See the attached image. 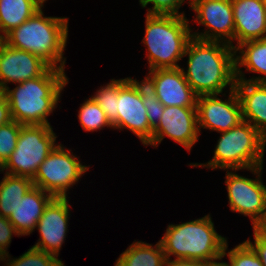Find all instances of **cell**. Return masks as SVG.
Returning <instances> with one entry per match:
<instances>
[{
  "instance_id": "5b68a950",
  "label": "cell",
  "mask_w": 266,
  "mask_h": 266,
  "mask_svg": "<svg viewBox=\"0 0 266 266\" xmlns=\"http://www.w3.org/2000/svg\"><path fill=\"white\" fill-rule=\"evenodd\" d=\"M190 24L185 15L146 13L141 43L146 47L148 70L181 67L178 62L192 38Z\"/></svg>"
},
{
  "instance_id": "9c48e42d",
  "label": "cell",
  "mask_w": 266,
  "mask_h": 266,
  "mask_svg": "<svg viewBox=\"0 0 266 266\" xmlns=\"http://www.w3.org/2000/svg\"><path fill=\"white\" fill-rule=\"evenodd\" d=\"M264 166H257L250 171L255 178L237 174L235 170H224L228 205L232 212L249 217L252 227L266 213V185L262 180Z\"/></svg>"
},
{
  "instance_id": "4fadbf2b",
  "label": "cell",
  "mask_w": 266,
  "mask_h": 266,
  "mask_svg": "<svg viewBox=\"0 0 266 266\" xmlns=\"http://www.w3.org/2000/svg\"><path fill=\"white\" fill-rule=\"evenodd\" d=\"M200 95L197 98V119L199 133L201 129L226 132L237 126L242 119L241 104L235 89L226 93ZM223 96L227 97L223 100Z\"/></svg>"
},
{
  "instance_id": "4316f807",
  "label": "cell",
  "mask_w": 266,
  "mask_h": 266,
  "mask_svg": "<svg viewBox=\"0 0 266 266\" xmlns=\"http://www.w3.org/2000/svg\"><path fill=\"white\" fill-rule=\"evenodd\" d=\"M223 258L228 257L227 262H221L222 266H263L252 247L246 242L239 243L228 250V241L223 249Z\"/></svg>"
},
{
  "instance_id": "ffe728a7",
  "label": "cell",
  "mask_w": 266,
  "mask_h": 266,
  "mask_svg": "<svg viewBox=\"0 0 266 266\" xmlns=\"http://www.w3.org/2000/svg\"><path fill=\"white\" fill-rule=\"evenodd\" d=\"M234 50L236 80L266 83V38L244 42ZM242 68L258 76L247 79Z\"/></svg>"
},
{
  "instance_id": "8d00e7d4",
  "label": "cell",
  "mask_w": 266,
  "mask_h": 266,
  "mask_svg": "<svg viewBox=\"0 0 266 266\" xmlns=\"http://www.w3.org/2000/svg\"><path fill=\"white\" fill-rule=\"evenodd\" d=\"M3 42H4V37L0 33V47H1V45H2Z\"/></svg>"
},
{
  "instance_id": "ba28073f",
  "label": "cell",
  "mask_w": 266,
  "mask_h": 266,
  "mask_svg": "<svg viewBox=\"0 0 266 266\" xmlns=\"http://www.w3.org/2000/svg\"><path fill=\"white\" fill-rule=\"evenodd\" d=\"M83 165L72 150L58 143L47 158L40 164L33 178V185L56 198H67L69 189L90 169Z\"/></svg>"
},
{
  "instance_id": "7a4b0ae2",
  "label": "cell",
  "mask_w": 266,
  "mask_h": 266,
  "mask_svg": "<svg viewBox=\"0 0 266 266\" xmlns=\"http://www.w3.org/2000/svg\"><path fill=\"white\" fill-rule=\"evenodd\" d=\"M69 83L65 70L50 67L42 76L6 88L12 120L21 125H51L48 116L53 114Z\"/></svg>"
},
{
  "instance_id": "d4e9b609",
  "label": "cell",
  "mask_w": 266,
  "mask_h": 266,
  "mask_svg": "<svg viewBox=\"0 0 266 266\" xmlns=\"http://www.w3.org/2000/svg\"><path fill=\"white\" fill-rule=\"evenodd\" d=\"M120 90V79H111L91 96V98L102 108L106 117L113 125L118 119L117 101Z\"/></svg>"
},
{
  "instance_id": "836d02e7",
  "label": "cell",
  "mask_w": 266,
  "mask_h": 266,
  "mask_svg": "<svg viewBox=\"0 0 266 266\" xmlns=\"http://www.w3.org/2000/svg\"><path fill=\"white\" fill-rule=\"evenodd\" d=\"M166 266H214L200 260L178 259L167 260Z\"/></svg>"
},
{
  "instance_id": "e575fe53",
  "label": "cell",
  "mask_w": 266,
  "mask_h": 266,
  "mask_svg": "<svg viewBox=\"0 0 266 266\" xmlns=\"http://www.w3.org/2000/svg\"><path fill=\"white\" fill-rule=\"evenodd\" d=\"M252 228L261 238L266 240V213Z\"/></svg>"
},
{
  "instance_id": "44dd1931",
  "label": "cell",
  "mask_w": 266,
  "mask_h": 266,
  "mask_svg": "<svg viewBox=\"0 0 266 266\" xmlns=\"http://www.w3.org/2000/svg\"><path fill=\"white\" fill-rule=\"evenodd\" d=\"M43 0H0V33L5 37L44 6Z\"/></svg>"
},
{
  "instance_id": "3957f363",
  "label": "cell",
  "mask_w": 266,
  "mask_h": 266,
  "mask_svg": "<svg viewBox=\"0 0 266 266\" xmlns=\"http://www.w3.org/2000/svg\"><path fill=\"white\" fill-rule=\"evenodd\" d=\"M43 8L9 32L4 42L40 57L50 67L65 70L69 18L45 16Z\"/></svg>"
},
{
  "instance_id": "8992f818",
  "label": "cell",
  "mask_w": 266,
  "mask_h": 266,
  "mask_svg": "<svg viewBox=\"0 0 266 266\" xmlns=\"http://www.w3.org/2000/svg\"><path fill=\"white\" fill-rule=\"evenodd\" d=\"M218 138L212 159L188 165L207 170H247L264 164L266 138L249 122L243 120Z\"/></svg>"
},
{
  "instance_id": "cb8c5ba5",
  "label": "cell",
  "mask_w": 266,
  "mask_h": 266,
  "mask_svg": "<svg viewBox=\"0 0 266 266\" xmlns=\"http://www.w3.org/2000/svg\"><path fill=\"white\" fill-rule=\"evenodd\" d=\"M79 108L78 119L86 133L98 132L104 127L113 129V125L106 117L105 112L91 97L86 98Z\"/></svg>"
},
{
  "instance_id": "484cf974",
  "label": "cell",
  "mask_w": 266,
  "mask_h": 266,
  "mask_svg": "<svg viewBox=\"0 0 266 266\" xmlns=\"http://www.w3.org/2000/svg\"><path fill=\"white\" fill-rule=\"evenodd\" d=\"M3 262L4 266H65L57 256L33 247L18 258H12L10 254H7Z\"/></svg>"
},
{
  "instance_id": "d6a6232c",
  "label": "cell",
  "mask_w": 266,
  "mask_h": 266,
  "mask_svg": "<svg viewBox=\"0 0 266 266\" xmlns=\"http://www.w3.org/2000/svg\"><path fill=\"white\" fill-rule=\"evenodd\" d=\"M12 121L10 105L3 91H0V126Z\"/></svg>"
},
{
  "instance_id": "6da1fadb",
  "label": "cell",
  "mask_w": 266,
  "mask_h": 266,
  "mask_svg": "<svg viewBox=\"0 0 266 266\" xmlns=\"http://www.w3.org/2000/svg\"><path fill=\"white\" fill-rule=\"evenodd\" d=\"M186 56L187 69L181 66V70L198 96L221 95L234 89L235 50L231 45L192 37L185 50Z\"/></svg>"
},
{
  "instance_id": "7402d4cb",
  "label": "cell",
  "mask_w": 266,
  "mask_h": 266,
  "mask_svg": "<svg viewBox=\"0 0 266 266\" xmlns=\"http://www.w3.org/2000/svg\"><path fill=\"white\" fill-rule=\"evenodd\" d=\"M167 259L161 242L153 245L144 241H134L117 258L114 266H166Z\"/></svg>"
},
{
  "instance_id": "ac0fdd59",
  "label": "cell",
  "mask_w": 266,
  "mask_h": 266,
  "mask_svg": "<svg viewBox=\"0 0 266 266\" xmlns=\"http://www.w3.org/2000/svg\"><path fill=\"white\" fill-rule=\"evenodd\" d=\"M234 89L241 104L242 119L266 138V83L236 80Z\"/></svg>"
},
{
  "instance_id": "1f68e13d",
  "label": "cell",
  "mask_w": 266,
  "mask_h": 266,
  "mask_svg": "<svg viewBox=\"0 0 266 266\" xmlns=\"http://www.w3.org/2000/svg\"><path fill=\"white\" fill-rule=\"evenodd\" d=\"M253 237H254L253 238L254 242H252L250 240L251 238H248L245 241L255 251V253L257 254L258 258L260 259L262 265L266 266V240L261 238L254 230H253Z\"/></svg>"
},
{
  "instance_id": "4dcf8cb0",
  "label": "cell",
  "mask_w": 266,
  "mask_h": 266,
  "mask_svg": "<svg viewBox=\"0 0 266 266\" xmlns=\"http://www.w3.org/2000/svg\"><path fill=\"white\" fill-rule=\"evenodd\" d=\"M13 235L20 237L8 218L0 215V248L6 254H9L8 248L10 247Z\"/></svg>"
},
{
  "instance_id": "9a60e30c",
  "label": "cell",
  "mask_w": 266,
  "mask_h": 266,
  "mask_svg": "<svg viewBox=\"0 0 266 266\" xmlns=\"http://www.w3.org/2000/svg\"><path fill=\"white\" fill-rule=\"evenodd\" d=\"M144 80L164 107H196L198 95L190 87L181 67L149 70Z\"/></svg>"
},
{
  "instance_id": "5bb4252c",
  "label": "cell",
  "mask_w": 266,
  "mask_h": 266,
  "mask_svg": "<svg viewBox=\"0 0 266 266\" xmlns=\"http://www.w3.org/2000/svg\"><path fill=\"white\" fill-rule=\"evenodd\" d=\"M68 198L54 197L45 207L35 228L39 232V239L33 248L59 257L69 232L71 205Z\"/></svg>"
},
{
  "instance_id": "8fae6325",
  "label": "cell",
  "mask_w": 266,
  "mask_h": 266,
  "mask_svg": "<svg viewBox=\"0 0 266 266\" xmlns=\"http://www.w3.org/2000/svg\"><path fill=\"white\" fill-rule=\"evenodd\" d=\"M117 110L118 119L113 124V130L128 129L147 147L152 140L153 128L150 126L143 105L140 81L131 77L120 79Z\"/></svg>"
},
{
  "instance_id": "603a6c76",
  "label": "cell",
  "mask_w": 266,
  "mask_h": 266,
  "mask_svg": "<svg viewBox=\"0 0 266 266\" xmlns=\"http://www.w3.org/2000/svg\"><path fill=\"white\" fill-rule=\"evenodd\" d=\"M0 180V215L9 217L22 197L34 185L27 177L9 175L4 173Z\"/></svg>"
},
{
  "instance_id": "e0dca14e",
  "label": "cell",
  "mask_w": 266,
  "mask_h": 266,
  "mask_svg": "<svg viewBox=\"0 0 266 266\" xmlns=\"http://www.w3.org/2000/svg\"><path fill=\"white\" fill-rule=\"evenodd\" d=\"M235 25L234 49L247 41L266 38V5L261 0H231Z\"/></svg>"
},
{
  "instance_id": "30bf717a",
  "label": "cell",
  "mask_w": 266,
  "mask_h": 266,
  "mask_svg": "<svg viewBox=\"0 0 266 266\" xmlns=\"http://www.w3.org/2000/svg\"><path fill=\"white\" fill-rule=\"evenodd\" d=\"M189 6L196 14L191 21L205 26L202 32L199 29L191 30L192 37L223 42L234 48L235 25L231 0H191Z\"/></svg>"
},
{
  "instance_id": "f546056e",
  "label": "cell",
  "mask_w": 266,
  "mask_h": 266,
  "mask_svg": "<svg viewBox=\"0 0 266 266\" xmlns=\"http://www.w3.org/2000/svg\"><path fill=\"white\" fill-rule=\"evenodd\" d=\"M186 1L190 3L189 0H139V5L146 8L152 4L151 8H147V14L185 15L184 11L179 10Z\"/></svg>"
},
{
  "instance_id": "d6986e66",
  "label": "cell",
  "mask_w": 266,
  "mask_h": 266,
  "mask_svg": "<svg viewBox=\"0 0 266 266\" xmlns=\"http://www.w3.org/2000/svg\"><path fill=\"white\" fill-rule=\"evenodd\" d=\"M53 198L51 194L36 186L26 192L8 217L19 236H27L35 232L38 220Z\"/></svg>"
},
{
  "instance_id": "7c38bea8",
  "label": "cell",
  "mask_w": 266,
  "mask_h": 266,
  "mask_svg": "<svg viewBox=\"0 0 266 266\" xmlns=\"http://www.w3.org/2000/svg\"><path fill=\"white\" fill-rule=\"evenodd\" d=\"M199 136L196 107L165 106L158 125L153 129L152 140L147 146L156 148L168 137L190 152Z\"/></svg>"
},
{
  "instance_id": "d590c367",
  "label": "cell",
  "mask_w": 266,
  "mask_h": 266,
  "mask_svg": "<svg viewBox=\"0 0 266 266\" xmlns=\"http://www.w3.org/2000/svg\"><path fill=\"white\" fill-rule=\"evenodd\" d=\"M7 256V254L0 248V262L4 261L5 257Z\"/></svg>"
},
{
  "instance_id": "f1b7e54d",
  "label": "cell",
  "mask_w": 266,
  "mask_h": 266,
  "mask_svg": "<svg viewBox=\"0 0 266 266\" xmlns=\"http://www.w3.org/2000/svg\"><path fill=\"white\" fill-rule=\"evenodd\" d=\"M140 90L142 93L143 105L146 108L148 121L150 126L154 129L161 119L164 112V106L157 99L152 87L144 79L140 81Z\"/></svg>"
},
{
  "instance_id": "277c9868",
  "label": "cell",
  "mask_w": 266,
  "mask_h": 266,
  "mask_svg": "<svg viewBox=\"0 0 266 266\" xmlns=\"http://www.w3.org/2000/svg\"><path fill=\"white\" fill-rule=\"evenodd\" d=\"M210 214L192 221L169 224L159 240L167 260L191 259L221 264L227 238L215 230Z\"/></svg>"
},
{
  "instance_id": "52a82bcc",
  "label": "cell",
  "mask_w": 266,
  "mask_h": 266,
  "mask_svg": "<svg viewBox=\"0 0 266 266\" xmlns=\"http://www.w3.org/2000/svg\"><path fill=\"white\" fill-rule=\"evenodd\" d=\"M57 138L51 125H23L16 148L2 166V173L33 180L40 164L57 145Z\"/></svg>"
},
{
  "instance_id": "83f0119b",
  "label": "cell",
  "mask_w": 266,
  "mask_h": 266,
  "mask_svg": "<svg viewBox=\"0 0 266 266\" xmlns=\"http://www.w3.org/2000/svg\"><path fill=\"white\" fill-rule=\"evenodd\" d=\"M23 125L16 121L0 126V164L3 166L15 150L20 129Z\"/></svg>"
},
{
  "instance_id": "2e32d148",
  "label": "cell",
  "mask_w": 266,
  "mask_h": 266,
  "mask_svg": "<svg viewBox=\"0 0 266 266\" xmlns=\"http://www.w3.org/2000/svg\"><path fill=\"white\" fill-rule=\"evenodd\" d=\"M49 68L40 57L3 42L0 47V91H4L11 83L19 84L40 77Z\"/></svg>"
}]
</instances>
